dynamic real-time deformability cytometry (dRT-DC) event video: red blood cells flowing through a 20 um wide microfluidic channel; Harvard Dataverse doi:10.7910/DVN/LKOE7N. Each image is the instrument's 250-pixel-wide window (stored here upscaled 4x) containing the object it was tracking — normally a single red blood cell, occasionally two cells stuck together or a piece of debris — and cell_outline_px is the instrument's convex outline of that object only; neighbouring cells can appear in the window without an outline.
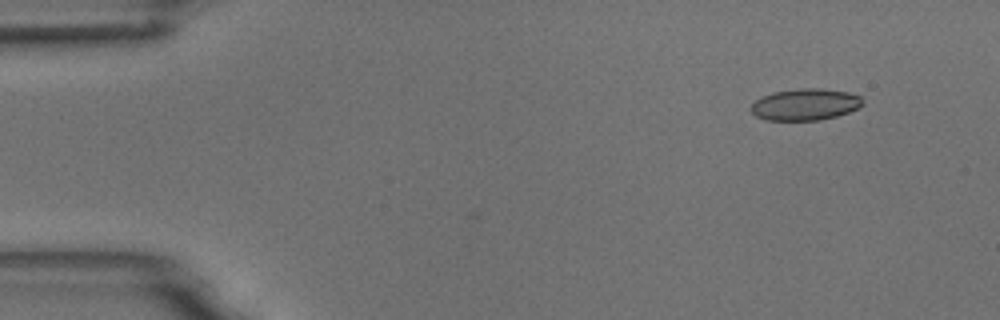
{"species": "common noctule bat (a hibernating species)", "species_latin": "Nyctalus noctula", "temperature_condition": "room temperature", "stored_images_in_passage": 3, "camera_frame_rate_fps": 3000, "um_per_image_px": 0.085, "animal": {"sex": "male", "body_mass_g": 18.8}, "frame": {"image": 1, "passage_image": 3, "time_ms": 2.333, "image_size_px": [1000, 320], "cell_outline_px": [[864, 104], [848, 112], [836, 116], [820, 120], [764, 120], [756, 116], [752, 112], [752, 104], [756, 100], [772, 92], [800, 88], [820, 88], [848, 92], [860, 96], [864, 100]], "centroid_in_image_um": [68.46, 8.88], "position_along_channel_um": 16.5, "area_um2": 20.52}}